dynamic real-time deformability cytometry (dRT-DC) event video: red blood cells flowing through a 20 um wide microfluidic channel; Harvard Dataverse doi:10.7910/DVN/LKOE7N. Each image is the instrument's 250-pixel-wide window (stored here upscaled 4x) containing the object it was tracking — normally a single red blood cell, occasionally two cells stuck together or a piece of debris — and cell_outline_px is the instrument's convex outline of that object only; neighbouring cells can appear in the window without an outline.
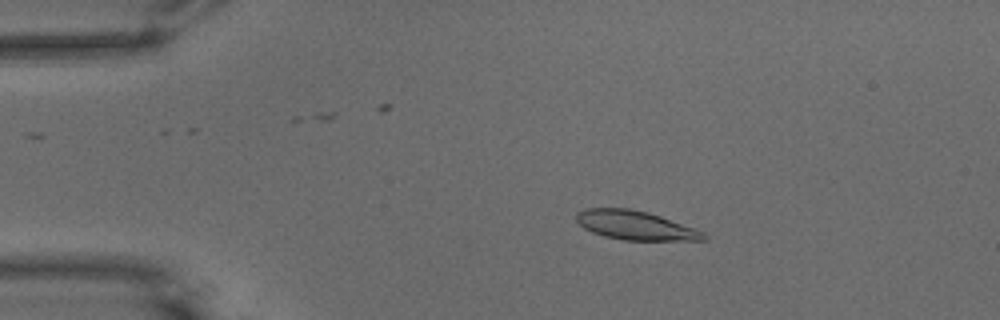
{"species": "common noctule bat (a hibernating species)", "species_latin": "Nyctalus noctula", "temperature_condition": "warm", "stored_images_in_passage": 49, "camera_frame_rate_fps": 3000, "um_per_image_px": 0.085, "animal": {"sex": "male", "body_mass_g": 15.6}, "frame": {"image": 1, "passage_image": 10, "time_ms": 3.0, "image_size_px": [1000, 320], "cell_outline_px": [[708, 236], [704, 240], [624, 240], [604, 236], [592, 232], [584, 228], [576, 220], [576, 212], [584, 208], [628, 208], [648, 212], [660, 216], [704, 232]], "centroid_in_image_um": [53.97, 19.15], "position_along_channel_um": 31.0, "area_um2": 21.39}}
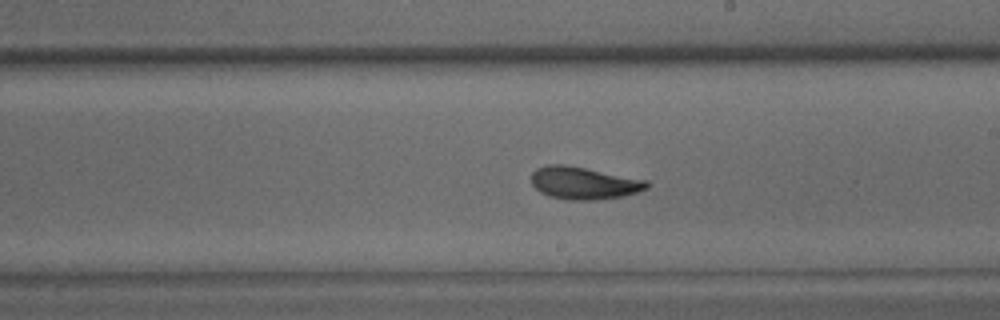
{"frame": {"image": 2, "passage_image": 32, "time_ms": 10.333, "image_size_px": [1000, 320], "cell_outline_px": [[652, 184], [648, 188], [636, 192], [620, 196], [596, 200], [568, 200], [548, 196], [540, 192], [532, 184], [532, 172], [536, 168], [548, 164], [564, 164], [648, 180]], "centroid_in_image_um": [49.62, 15.55], "position_along_channel_um": 239.4, "area_um2": 21.85}}
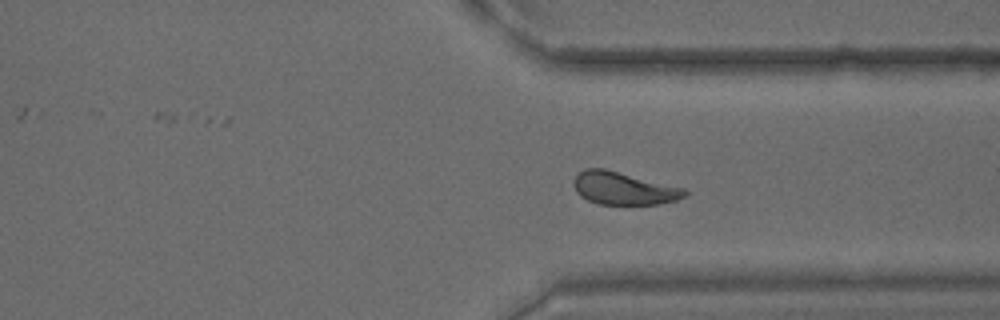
{"frame": {"image": 3, "passage_image": 42, "time_ms": 13.667, "image_size_px": [1000, 320], "cell_outline_px": [[688, 192], [684, 196], [676, 200], [656, 204], [596, 204], [580, 196], [576, 192], [572, 184], [572, 180], [584, 168], [604, 168], [684, 188]], "centroid_in_image_um": [52.95, 16.0], "position_along_channel_um": 358.5, "area_um2": 21.1}, "authors_computed_cell_mechanics": {"area_um2": 21.097, "velocity_mm_per_s": 3.5749, "shape_relaxation_time_tau1_ms": 4.774, "shape_relaxation_time_tau2_ms": 2.3655, "deformation_change_tau1": 0.1623, "deformation_change_tau2": 0.0817}}